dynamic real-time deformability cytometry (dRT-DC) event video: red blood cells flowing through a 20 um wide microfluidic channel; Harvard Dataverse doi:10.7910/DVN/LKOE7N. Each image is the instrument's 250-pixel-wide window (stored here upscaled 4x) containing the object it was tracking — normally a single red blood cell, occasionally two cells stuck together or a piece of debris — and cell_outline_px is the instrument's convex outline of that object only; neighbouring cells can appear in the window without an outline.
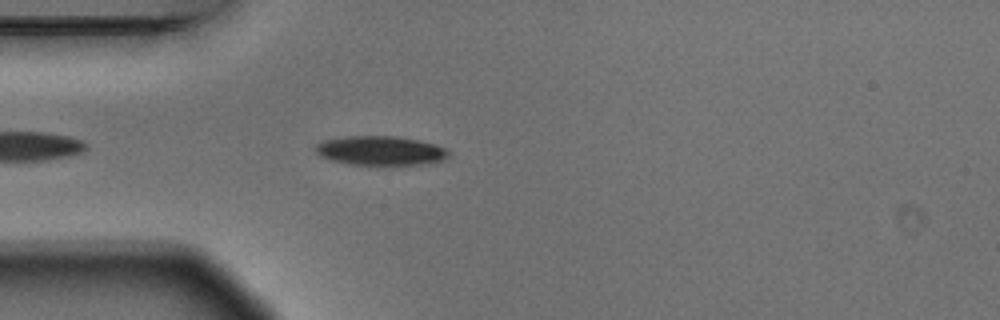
{"species": "Egyptian fruit bat (a non-hibernating species)", "species_latin": "Rousettus aegyptiacus", "temperature_condition": "warm", "stored_images_in_passage": 1, "camera_frame_rate_fps": 3000, "um_per_image_px": 0.085, "animal": {"sex": "male"}, "frame": {"image": 1, "passage_image": 1, "time_ms": 0.0, "image_size_px": [1000, 320], "cell_outline_px": [[448, 156], [444, 160], [428, 164], [392, 168], [384, 168], [348, 164], [332, 160], [320, 156], [316, 152], [316, 144], [324, 140], [344, 136], [396, 136], [436, 144], [444, 148], [448, 152]], "centroid_in_image_um": [32.37, 12.87], "position_along_channel_um": 52.6, "area_um2": 23.76}}